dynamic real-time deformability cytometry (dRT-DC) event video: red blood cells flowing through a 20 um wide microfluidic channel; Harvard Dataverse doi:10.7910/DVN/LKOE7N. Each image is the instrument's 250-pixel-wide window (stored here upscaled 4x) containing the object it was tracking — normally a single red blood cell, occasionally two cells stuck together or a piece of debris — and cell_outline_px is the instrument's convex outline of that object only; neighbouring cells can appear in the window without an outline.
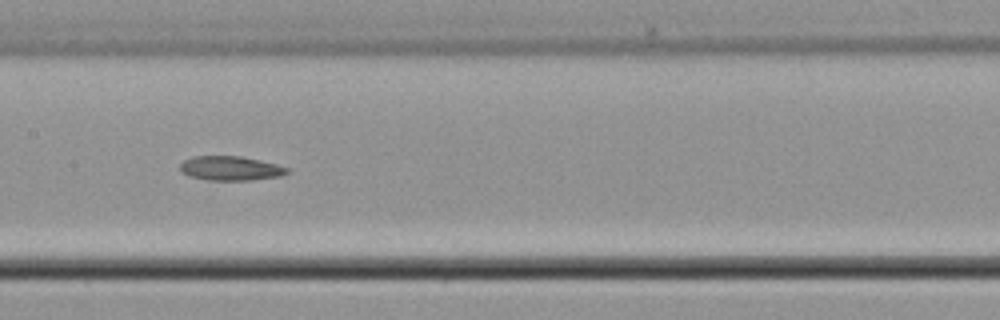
{"species": "common noctule bat (a hibernating species)", "species_latin": "Nyctalus noctula", "temperature_condition": "cold", "stored_images_in_passage": 12, "camera_frame_rate_fps": 3000, "um_per_image_px": 0.085, "animal": {"sex": "male", "body_mass_g": 21.5, "forearm_length_mm": 52.0}, "frame": {"image": 1, "passage_image": 9, "time_ms": 11.333, "image_size_px": [1000, 320], "cell_outline_px": [[288, 172], [280, 176], [252, 180], [204, 180], [188, 176], [180, 172], [180, 164], [184, 160], [192, 156], [240, 156], [260, 160], [276, 164], [288, 168]], "centroid_in_image_um": [19.54, 14.31], "position_along_channel_um": 187.9, "area_um2": 15.26}}
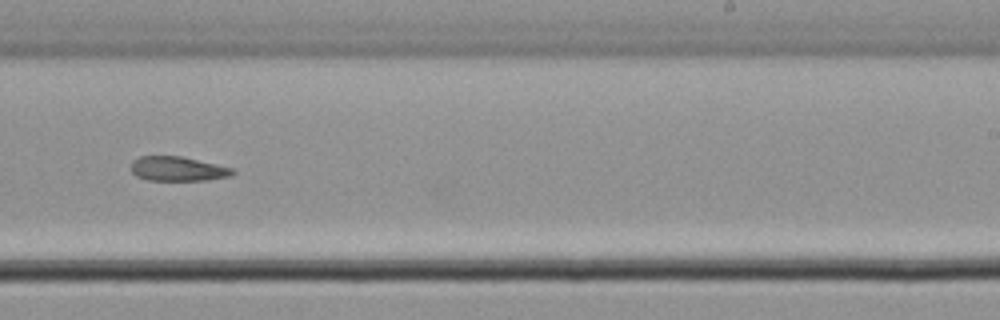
{"frame": {"image": 2, "passage_image": 11, "time_ms": 13.667, "image_size_px": [1000, 320], "cell_outline_px": [[236, 172], [232, 176], [208, 180], [148, 180], [136, 176], [132, 172], [132, 160], [140, 156], [184, 156], [232, 168]], "centroid_in_image_um": [15.13, 14.35], "position_along_channel_um": 273.9, "area_um2": 14.57}}
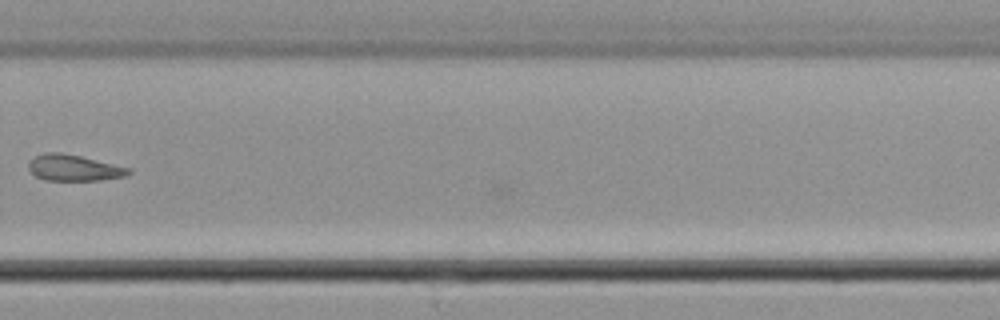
{"frame": {"image": 3, "passage_image": 12, "time_ms": 15.0, "image_size_px": [1000, 320], "cell_outline_px": [[132, 172], [124, 176], [100, 180], [44, 180], [36, 176], [28, 168], [28, 160], [44, 152], [60, 152], [80, 156], [128, 168]], "centroid_in_image_um": [6.21, 14.26], "position_along_channel_um": 323.6, "area_um2": 15.03}}